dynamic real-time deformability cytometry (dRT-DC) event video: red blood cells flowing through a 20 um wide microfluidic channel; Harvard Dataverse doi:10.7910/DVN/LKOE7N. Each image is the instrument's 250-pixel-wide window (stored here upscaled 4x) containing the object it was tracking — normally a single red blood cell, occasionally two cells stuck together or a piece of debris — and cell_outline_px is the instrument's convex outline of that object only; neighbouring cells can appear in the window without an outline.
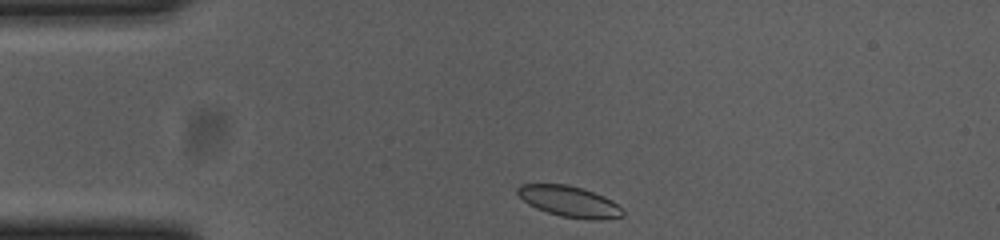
{"species": "common noctule bat (a hibernating species)", "species_latin": "Nyctalus noctula", "temperature_condition": "cold", "stored_images_in_passage": 35, "camera_frame_rate_fps": 3000, "um_per_image_px": 0.085, "animal": {"sex": "female", "body_mass_g": 23.0, "forearm_length_mm": 53.4}, "frame": {"image": 1, "passage_image": 1, "time_ms": 0.0, "image_size_px": [1000, 240], "cell_outline_px": [[624, 216], [600, 220], [588, 220], [560, 216], [536, 208], [528, 204], [516, 192], [516, 188], [520, 184], [568, 184], [604, 196], [612, 200], [624, 212]], "centroid_in_image_um": [48.39, 17.13], "position_along_channel_um": 36.6, "area_um2": 18.9}}
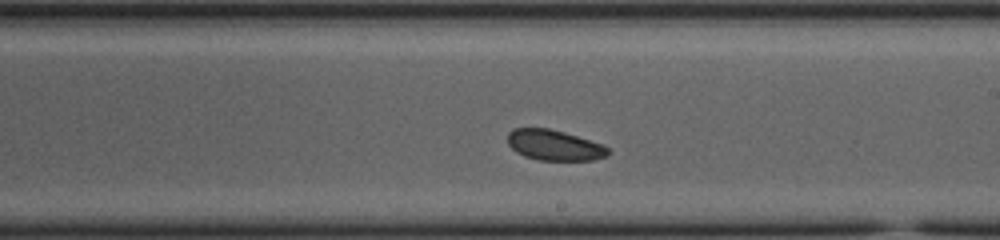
{"frame": {"image": 2, "passage_image": 21, "time_ms": 6.667, "image_size_px": [1000, 240], "cell_outline_px": [[608, 156], [592, 160], [540, 160], [524, 156], [516, 152], [508, 144], [508, 132], [512, 128], [548, 128], [564, 132], [600, 144], [608, 148]], "centroid_in_image_um": [47.07, 12.34], "position_along_channel_um": 241.9, "area_um2": 17.69}}
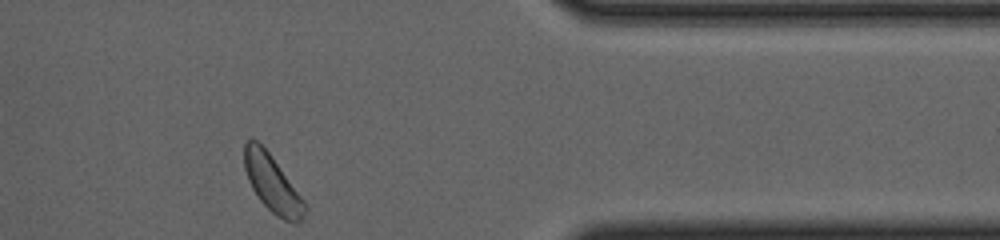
{"frame": {"image": 3, "passage_image": 35, "time_ms": 11.333, "image_size_px": [1000, 240], "cell_outline_px": [[308, 208], [300, 224], [296, 224], [284, 220], [276, 216], [260, 200], [252, 188], [248, 180], [244, 168], [244, 144], [252, 136], [268, 152], [304, 200]], "centroid_in_image_um": [23.15, 15.64], "position_along_channel_um": 388.2, "area_um2": 20.0}, "authors_computed_cell_mechanics": {"area_um2": 18.9006, "velocity_mm_per_s": 3.6078, "shape_relaxation_time_tau1_ms": 1.5728, "shape_relaxation_time_tau2_ms": null, "deformation_change_tau1": 0.0373, "deformation_change_tau2": null}}